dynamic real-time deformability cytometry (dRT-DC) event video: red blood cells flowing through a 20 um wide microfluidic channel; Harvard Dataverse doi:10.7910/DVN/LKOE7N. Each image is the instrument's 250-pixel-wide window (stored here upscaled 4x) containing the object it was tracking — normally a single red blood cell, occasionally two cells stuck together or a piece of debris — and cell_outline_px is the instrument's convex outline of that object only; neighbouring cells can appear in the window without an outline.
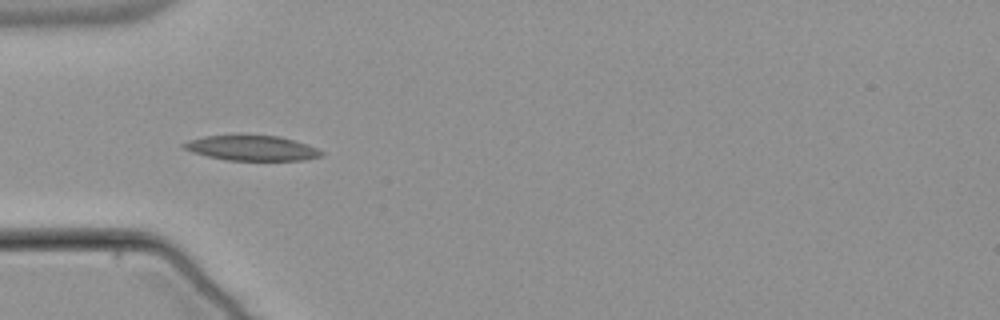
{"species": "common noctule bat (a hibernating species)", "species_latin": "Nyctalus noctula", "temperature_condition": "warm", "stored_images_in_passage": 27, "camera_frame_rate_fps": 3000, "um_per_image_px": 0.085, "animal": {"sex": "male", "body_mass_g": 21.5, "forearm_length_mm": 52.0}, "frame": {"image": 1, "passage_image": 5, "time_ms": 1.333, "image_size_px": [1000, 320], "cell_outline_px": [[324, 152], [320, 156], [304, 160], [224, 160], [192, 152], [184, 148], [180, 144], [188, 140], [204, 136], [276, 136], [292, 140], [316, 148]], "centroid_in_image_um": [21.35, 12.6], "position_along_channel_um": 63.7, "area_um2": 19.65}}
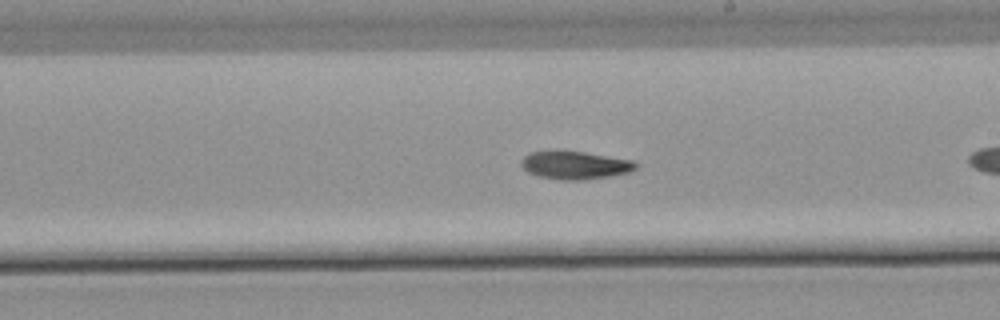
{"frame": {"image": 2, "passage_image": 16, "time_ms": 5.0, "image_size_px": [1000, 320], "cell_outline_px": [[636, 168], [628, 172], [612, 176], [580, 180], [560, 180], [540, 176], [528, 172], [520, 164], [524, 156], [532, 152], [584, 152], [632, 160], [636, 164]], "centroid_in_image_um": [48.89, 14.06], "position_along_channel_um": 240.1, "area_um2": 18.21}}